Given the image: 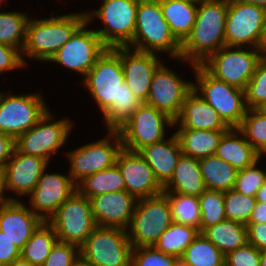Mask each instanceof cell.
<instances>
[{
    "mask_svg": "<svg viewBox=\"0 0 266 266\" xmlns=\"http://www.w3.org/2000/svg\"><path fill=\"white\" fill-rule=\"evenodd\" d=\"M83 82L104 114L107 130H118L142 103L124 81L120 47L107 48Z\"/></svg>",
    "mask_w": 266,
    "mask_h": 266,
    "instance_id": "obj_1",
    "label": "cell"
},
{
    "mask_svg": "<svg viewBox=\"0 0 266 266\" xmlns=\"http://www.w3.org/2000/svg\"><path fill=\"white\" fill-rule=\"evenodd\" d=\"M196 21L181 44L180 60L201 65L225 46L228 0H198Z\"/></svg>",
    "mask_w": 266,
    "mask_h": 266,
    "instance_id": "obj_2",
    "label": "cell"
},
{
    "mask_svg": "<svg viewBox=\"0 0 266 266\" xmlns=\"http://www.w3.org/2000/svg\"><path fill=\"white\" fill-rule=\"evenodd\" d=\"M85 21V13L39 20L29 18L21 54L25 53L36 61H49Z\"/></svg>",
    "mask_w": 266,
    "mask_h": 266,
    "instance_id": "obj_3",
    "label": "cell"
},
{
    "mask_svg": "<svg viewBox=\"0 0 266 266\" xmlns=\"http://www.w3.org/2000/svg\"><path fill=\"white\" fill-rule=\"evenodd\" d=\"M141 52H167L180 59L181 44L172 35L158 0H139L136 27L132 41L126 46ZM135 46V47H134Z\"/></svg>",
    "mask_w": 266,
    "mask_h": 266,
    "instance_id": "obj_4",
    "label": "cell"
},
{
    "mask_svg": "<svg viewBox=\"0 0 266 266\" xmlns=\"http://www.w3.org/2000/svg\"><path fill=\"white\" fill-rule=\"evenodd\" d=\"M193 89L217 112L229 128H238L247 111L245 91L212 76L202 65H195Z\"/></svg>",
    "mask_w": 266,
    "mask_h": 266,
    "instance_id": "obj_5",
    "label": "cell"
},
{
    "mask_svg": "<svg viewBox=\"0 0 266 266\" xmlns=\"http://www.w3.org/2000/svg\"><path fill=\"white\" fill-rule=\"evenodd\" d=\"M172 222L170 205L164 192L138 199L128 228L132 247L154 246Z\"/></svg>",
    "mask_w": 266,
    "mask_h": 266,
    "instance_id": "obj_6",
    "label": "cell"
},
{
    "mask_svg": "<svg viewBox=\"0 0 266 266\" xmlns=\"http://www.w3.org/2000/svg\"><path fill=\"white\" fill-rule=\"evenodd\" d=\"M132 249L126 230L97 226L80 247V257L93 266H131Z\"/></svg>",
    "mask_w": 266,
    "mask_h": 266,
    "instance_id": "obj_7",
    "label": "cell"
},
{
    "mask_svg": "<svg viewBox=\"0 0 266 266\" xmlns=\"http://www.w3.org/2000/svg\"><path fill=\"white\" fill-rule=\"evenodd\" d=\"M139 0H103L102 6L86 14L89 23L99 17L105 25L95 30L108 48L126 47L133 39Z\"/></svg>",
    "mask_w": 266,
    "mask_h": 266,
    "instance_id": "obj_8",
    "label": "cell"
},
{
    "mask_svg": "<svg viewBox=\"0 0 266 266\" xmlns=\"http://www.w3.org/2000/svg\"><path fill=\"white\" fill-rule=\"evenodd\" d=\"M54 229L58 241L79 248L97 227L90 199L76 190L47 221Z\"/></svg>",
    "mask_w": 266,
    "mask_h": 266,
    "instance_id": "obj_9",
    "label": "cell"
},
{
    "mask_svg": "<svg viewBox=\"0 0 266 266\" xmlns=\"http://www.w3.org/2000/svg\"><path fill=\"white\" fill-rule=\"evenodd\" d=\"M242 47L223 46L201 65L215 78L245 90L253 77L262 49L244 50Z\"/></svg>",
    "mask_w": 266,
    "mask_h": 266,
    "instance_id": "obj_10",
    "label": "cell"
},
{
    "mask_svg": "<svg viewBox=\"0 0 266 266\" xmlns=\"http://www.w3.org/2000/svg\"><path fill=\"white\" fill-rule=\"evenodd\" d=\"M266 8L228 0L225 23V45L262 49V37L265 26Z\"/></svg>",
    "mask_w": 266,
    "mask_h": 266,
    "instance_id": "obj_11",
    "label": "cell"
},
{
    "mask_svg": "<svg viewBox=\"0 0 266 266\" xmlns=\"http://www.w3.org/2000/svg\"><path fill=\"white\" fill-rule=\"evenodd\" d=\"M108 133L107 138L88 143L68 152L70 160L68 175L76 185L87 176L116 164L117 156L123 149L122 138L118 130H108Z\"/></svg>",
    "mask_w": 266,
    "mask_h": 266,
    "instance_id": "obj_12",
    "label": "cell"
},
{
    "mask_svg": "<svg viewBox=\"0 0 266 266\" xmlns=\"http://www.w3.org/2000/svg\"><path fill=\"white\" fill-rule=\"evenodd\" d=\"M165 125L174 126V120L166 113L146 103L118 129L123 148L138 152L143 147L165 139Z\"/></svg>",
    "mask_w": 266,
    "mask_h": 266,
    "instance_id": "obj_13",
    "label": "cell"
},
{
    "mask_svg": "<svg viewBox=\"0 0 266 266\" xmlns=\"http://www.w3.org/2000/svg\"><path fill=\"white\" fill-rule=\"evenodd\" d=\"M47 110L40 93L18 96L0 92V132L15 141L31 129Z\"/></svg>",
    "mask_w": 266,
    "mask_h": 266,
    "instance_id": "obj_14",
    "label": "cell"
},
{
    "mask_svg": "<svg viewBox=\"0 0 266 266\" xmlns=\"http://www.w3.org/2000/svg\"><path fill=\"white\" fill-rule=\"evenodd\" d=\"M51 120L52 114L48 109L31 129L14 141L15 149L20 153L49 161L51 155L65 144L72 129V122L69 119L63 118L56 122H50Z\"/></svg>",
    "mask_w": 266,
    "mask_h": 266,
    "instance_id": "obj_15",
    "label": "cell"
},
{
    "mask_svg": "<svg viewBox=\"0 0 266 266\" xmlns=\"http://www.w3.org/2000/svg\"><path fill=\"white\" fill-rule=\"evenodd\" d=\"M87 24L85 21L48 62L59 63L85 77L108 48L95 30H86Z\"/></svg>",
    "mask_w": 266,
    "mask_h": 266,
    "instance_id": "obj_16",
    "label": "cell"
},
{
    "mask_svg": "<svg viewBox=\"0 0 266 266\" xmlns=\"http://www.w3.org/2000/svg\"><path fill=\"white\" fill-rule=\"evenodd\" d=\"M193 84L184 81L161 63L154 71L149 95L144 103L175 120L180 115L185 98L193 89Z\"/></svg>",
    "mask_w": 266,
    "mask_h": 266,
    "instance_id": "obj_17",
    "label": "cell"
},
{
    "mask_svg": "<svg viewBox=\"0 0 266 266\" xmlns=\"http://www.w3.org/2000/svg\"><path fill=\"white\" fill-rule=\"evenodd\" d=\"M76 190L77 185L69 175L66 177L57 173L46 174L44 170L29 194L31 210L47 222Z\"/></svg>",
    "mask_w": 266,
    "mask_h": 266,
    "instance_id": "obj_18",
    "label": "cell"
},
{
    "mask_svg": "<svg viewBox=\"0 0 266 266\" xmlns=\"http://www.w3.org/2000/svg\"><path fill=\"white\" fill-rule=\"evenodd\" d=\"M116 165L124 178L126 191L137 200L163 192L153 170L139 152L123 148L117 156Z\"/></svg>",
    "mask_w": 266,
    "mask_h": 266,
    "instance_id": "obj_19",
    "label": "cell"
},
{
    "mask_svg": "<svg viewBox=\"0 0 266 266\" xmlns=\"http://www.w3.org/2000/svg\"><path fill=\"white\" fill-rule=\"evenodd\" d=\"M136 200L126 190L91 197V209L96 225L127 230L131 224Z\"/></svg>",
    "mask_w": 266,
    "mask_h": 266,
    "instance_id": "obj_20",
    "label": "cell"
},
{
    "mask_svg": "<svg viewBox=\"0 0 266 266\" xmlns=\"http://www.w3.org/2000/svg\"><path fill=\"white\" fill-rule=\"evenodd\" d=\"M120 59L125 83L142 103L145 102L154 71L162 61L157 59L155 53L137 50L131 53L128 47H120Z\"/></svg>",
    "mask_w": 266,
    "mask_h": 266,
    "instance_id": "obj_21",
    "label": "cell"
},
{
    "mask_svg": "<svg viewBox=\"0 0 266 266\" xmlns=\"http://www.w3.org/2000/svg\"><path fill=\"white\" fill-rule=\"evenodd\" d=\"M49 161L33 155H26L18 152L15 148L12 151L5 170V190H11L18 195L29 196L35 188L38 180L47 168Z\"/></svg>",
    "mask_w": 266,
    "mask_h": 266,
    "instance_id": "obj_22",
    "label": "cell"
},
{
    "mask_svg": "<svg viewBox=\"0 0 266 266\" xmlns=\"http://www.w3.org/2000/svg\"><path fill=\"white\" fill-rule=\"evenodd\" d=\"M42 222V219L19 200L0 206V231L20 250Z\"/></svg>",
    "mask_w": 266,
    "mask_h": 266,
    "instance_id": "obj_23",
    "label": "cell"
},
{
    "mask_svg": "<svg viewBox=\"0 0 266 266\" xmlns=\"http://www.w3.org/2000/svg\"><path fill=\"white\" fill-rule=\"evenodd\" d=\"M196 130L227 131L229 127L219 117L218 112L192 89L186 96L180 115L174 126Z\"/></svg>",
    "mask_w": 266,
    "mask_h": 266,
    "instance_id": "obj_24",
    "label": "cell"
},
{
    "mask_svg": "<svg viewBox=\"0 0 266 266\" xmlns=\"http://www.w3.org/2000/svg\"><path fill=\"white\" fill-rule=\"evenodd\" d=\"M153 170L159 184L164 187L172 178L182 154L177 136L143 147L138 151Z\"/></svg>",
    "mask_w": 266,
    "mask_h": 266,
    "instance_id": "obj_25",
    "label": "cell"
},
{
    "mask_svg": "<svg viewBox=\"0 0 266 266\" xmlns=\"http://www.w3.org/2000/svg\"><path fill=\"white\" fill-rule=\"evenodd\" d=\"M215 155L237 170H242L261 158L238 128H229L222 135Z\"/></svg>",
    "mask_w": 266,
    "mask_h": 266,
    "instance_id": "obj_26",
    "label": "cell"
},
{
    "mask_svg": "<svg viewBox=\"0 0 266 266\" xmlns=\"http://www.w3.org/2000/svg\"><path fill=\"white\" fill-rule=\"evenodd\" d=\"M198 0H161L160 7L175 39L182 44L196 21Z\"/></svg>",
    "mask_w": 266,
    "mask_h": 266,
    "instance_id": "obj_27",
    "label": "cell"
},
{
    "mask_svg": "<svg viewBox=\"0 0 266 266\" xmlns=\"http://www.w3.org/2000/svg\"><path fill=\"white\" fill-rule=\"evenodd\" d=\"M205 190L199 160L181 154L173 176L163 187V192H176L199 197Z\"/></svg>",
    "mask_w": 266,
    "mask_h": 266,
    "instance_id": "obj_28",
    "label": "cell"
},
{
    "mask_svg": "<svg viewBox=\"0 0 266 266\" xmlns=\"http://www.w3.org/2000/svg\"><path fill=\"white\" fill-rule=\"evenodd\" d=\"M225 132L179 128L175 135L178 138L182 154L199 160L215 155L220 139Z\"/></svg>",
    "mask_w": 266,
    "mask_h": 266,
    "instance_id": "obj_29",
    "label": "cell"
},
{
    "mask_svg": "<svg viewBox=\"0 0 266 266\" xmlns=\"http://www.w3.org/2000/svg\"><path fill=\"white\" fill-rule=\"evenodd\" d=\"M206 189L226 192L234 188L238 170L216 155L199 159Z\"/></svg>",
    "mask_w": 266,
    "mask_h": 266,
    "instance_id": "obj_30",
    "label": "cell"
},
{
    "mask_svg": "<svg viewBox=\"0 0 266 266\" xmlns=\"http://www.w3.org/2000/svg\"><path fill=\"white\" fill-rule=\"evenodd\" d=\"M202 234L225 256L248 243L247 226L227 219L208 227Z\"/></svg>",
    "mask_w": 266,
    "mask_h": 266,
    "instance_id": "obj_31",
    "label": "cell"
},
{
    "mask_svg": "<svg viewBox=\"0 0 266 266\" xmlns=\"http://www.w3.org/2000/svg\"><path fill=\"white\" fill-rule=\"evenodd\" d=\"M77 190L87 198L99 194L126 190L124 178L115 164L114 166L87 176L77 185Z\"/></svg>",
    "mask_w": 266,
    "mask_h": 266,
    "instance_id": "obj_32",
    "label": "cell"
},
{
    "mask_svg": "<svg viewBox=\"0 0 266 266\" xmlns=\"http://www.w3.org/2000/svg\"><path fill=\"white\" fill-rule=\"evenodd\" d=\"M57 241L53 227L43 221L21 249V257L34 266H42Z\"/></svg>",
    "mask_w": 266,
    "mask_h": 266,
    "instance_id": "obj_33",
    "label": "cell"
},
{
    "mask_svg": "<svg viewBox=\"0 0 266 266\" xmlns=\"http://www.w3.org/2000/svg\"><path fill=\"white\" fill-rule=\"evenodd\" d=\"M198 234L199 231L194 227L172 222L153 247L180 259Z\"/></svg>",
    "mask_w": 266,
    "mask_h": 266,
    "instance_id": "obj_34",
    "label": "cell"
},
{
    "mask_svg": "<svg viewBox=\"0 0 266 266\" xmlns=\"http://www.w3.org/2000/svg\"><path fill=\"white\" fill-rule=\"evenodd\" d=\"M181 259L189 266H225V255L202 233L194 238Z\"/></svg>",
    "mask_w": 266,
    "mask_h": 266,
    "instance_id": "obj_35",
    "label": "cell"
},
{
    "mask_svg": "<svg viewBox=\"0 0 266 266\" xmlns=\"http://www.w3.org/2000/svg\"><path fill=\"white\" fill-rule=\"evenodd\" d=\"M171 209L172 221L194 227L200 233L201 210L197 196L164 192Z\"/></svg>",
    "mask_w": 266,
    "mask_h": 266,
    "instance_id": "obj_36",
    "label": "cell"
},
{
    "mask_svg": "<svg viewBox=\"0 0 266 266\" xmlns=\"http://www.w3.org/2000/svg\"><path fill=\"white\" fill-rule=\"evenodd\" d=\"M28 18L20 12H0V44L12 46L21 52Z\"/></svg>",
    "mask_w": 266,
    "mask_h": 266,
    "instance_id": "obj_37",
    "label": "cell"
},
{
    "mask_svg": "<svg viewBox=\"0 0 266 266\" xmlns=\"http://www.w3.org/2000/svg\"><path fill=\"white\" fill-rule=\"evenodd\" d=\"M201 210L200 233L227 219L224 208V192L206 189L198 197Z\"/></svg>",
    "mask_w": 266,
    "mask_h": 266,
    "instance_id": "obj_38",
    "label": "cell"
},
{
    "mask_svg": "<svg viewBox=\"0 0 266 266\" xmlns=\"http://www.w3.org/2000/svg\"><path fill=\"white\" fill-rule=\"evenodd\" d=\"M238 129L257 153L266 154V115L259 109H247Z\"/></svg>",
    "mask_w": 266,
    "mask_h": 266,
    "instance_id": "obj_39",
    "label": "cell"
},
{
    "mask_svg": "<svg viewBox=\"0 0 266 266\" xmlns=\"http://www.w3.org/2000/svg\"><path fill=\"white\" fill-rule=\"evenodd\" d=\"M256 199L253 196L244 195L236 192L234 189L224 192V208L227 220L237 221L247 224Z\"/></svg>",
    "mask_w": 266,
    "mask_h": 266,
    "instance_id": "obj_40",
    "label": "cell"
},
{
    "mask_svg": "<svg viewBox=\"0 0 266 266\" xmlns=\"http://www.w3.org/2000/svg\"><path fill=\"white\" fill-rule=\"evenodd\" d=\"M244 91L247 109H259L266 103V55L259 60Z\"/></svg>",
    "mask_w": 266,
    "mask_h": 266,
    "instance_id": "obj_41",
    "label": "cell"
},
{
    "mask_svg": "<svg viewBox=\"0 0 266 266\" xmlns=\"http://www.w3.org/2000/svg\"><path fill=\"white\" fill-rule=\"evenodd\" d=\"M259 160L260 158L252 165L238 170L233 188L236 192L255 197L258 189L266 181V172L256 167Z\"/></svg>",
    "mask_w": 266,
    "mask_h": 266,
    "instance_id": "obj_42",
    "label": "cell"
},
{
    "mask_svg": "<svg viewBox=\"0 0 266 266\" xmlns=\"http://www.w3.org/2000/svg\"><path fill=\"white\" fill-rule=\"evenodd\" d=\"M178 258L167 255L152 247L132 249L131 266H175Z\"/></svg>",
    "mask_w": 266,
    "mask_h": 266,
    "instance_id": "obj_43",
    "label": "cell"
},
{
    "mask_svg": "<svg viewBox=\"0 0 266 266\" xmlns=\"http://www.w3.org/2000/svg\"><path fill=\"white\" fill-rule=\"evenodd\" d=\"M79 258L78 246L57 241L42 266H73Z\"/></svg>",
    "mask_w": 266,
    "mask_h": 266,
    "instance_id": "obj_44",
    "label": "cell"
},
{
    "mask_svg": "<svg viewBox=\"0 0 266 266\" xmlns=\"http://www.w3.org/2000/svg\"><path fill=\"white\" fill-rule=\"evenodd\" d=\"M225 266H260V250L246 243L225 256Z\"/></svg>",
    "mask_w": 266,
    "mask_h": 266,
    "instance_id": "obj_45",
    "label": "cell"
},
{
    "mask_svg": "<svg viewBox=\"0 0 266 266\" xmlns=\"http://www.w3.org/2000/svg\"><path fill=\"white\" fill-rule=\"evenodd\" d=\"M26 65L21 52L12 46L0 44V75L3 71H9Z\"/></svg>",
    "mask_w": 266,
    "mask_h": 266,
    "instance_id": "obj_46",
    "label": "cell"
},
{
    "mask_svg": "<svg viewBox=\"0 0 266 266\" xmlns=\"http://www.w3.org/2000/svg\"><path fill=\"white\" fill-rule=\"evenodd\" d=\"M21 256V250L0 231V266H8Z\"/></svg>",
    "mask_w": 266,
    "mask_h": 266,
    "instance_id": "obj_47",
    "label": "cell"
},
{
    "mask_svg": "<svg viewBox=\"0 0 266 266\" xmlns=\"http://www.w3.org/2000/svg\"><path fill=\"white\" fill-rule=\"evenodd\" d=\"M247 241L258 250H266V224L247 223Z\"/></svg>",
    "mask_w": 266,
    "mask_h": 266,
    "instance_id": "obj_48",
    "label": "cell"
},
{
    "mask_svg": "<svg viewBox=\"0 0 266 266\" xmlns=\"http://www.w3.org/2000/svg\"><path fill=\"white\" fill-rule=\"evenodd\" d=\"M14 148V140L0 132V168H5Z\"/></svg>",
    "mask_w": 266,
    "mask_h": 266,
    "instance_id": "obj_49",
    "label": "cell"
},
{
    "mask_svg": "<svg viewBox=\"0 0 266 266\" xmlns=\"http://www.w3.org/2000/svg\"><path fill=\"white\" fill-rule=\"evenodd\" d=\"M248 223L266 224V203L256 202Z\"/></svg>",
    "mask_w": 266,
    "mask_h": 266,
    "instance_id": "obj_50",
    "label": "cell"
},
{
    "mask_svg": "<svg viewBox=\"0 0 266 266\" xmlns=\"http://www.w3.org/2000/svg\"><path fill=\"white\" fill-rule=\"evenodd\" d=\"M4 189H6L5 185V170L4 168H0V206L7 204L11 201H17V199L14 198H6L3 193Z\"/></svg>",
    "mask_w": 266,
    "mask_h": 266,
    "instance_id": "obj_51",
    "label": "cell"
},
{
    "mask_svg": "<svg viewBox=\"0 0 266 266\" xmlns=\"http://www.w3.org/2000/svg\"><path fill=\"white\" fill-rule=\"evenodd\" d=\"M255 199H256V202L266 203V181L256 192Z\"/></svg>",
    "mask_w": 266,
    "mask_h": 266,
    "instance_id": "obj_52",
    "label": "cell"
},
{
    "mask_svg": "<svg viewBox=\"0 0 266 266\" xmlns=\"http://www.w3.org/2000/svg\"><path fill=\"white\" fill-rule=\"evenodd\" d=\"M8 266H34L29 261H26L21 256L12 261Z\"/></svg>",
    "mask_w": 266,
    "mask_h": 266,
    "instance_id": "obj_53",
    "label": "cell"
},
{
    "mask_svg": "<svg viewBox=\"0 0 266 266\" xmlns=\"http://www.w3.org/2000/svg\"><path fill=\"white\" fill-rule=\"evenodd\" d=\"M243 3H249L266 8V0H235Z\"/></svg>",
    "mask_w": 266,
    "mask_h": 266,
    "instance_id": "obj_54",
    "label": "cell"
},
{
    "mask_svg": "<svg viewBox=\"0 0 266 266\" xmlns=\"http://www.w3.org/2000/svg\"><path fill=\"white\" fill-rule=\"evenodd\" d=\"M262 51L264 55H266V18H265L263 37H262Z\"/></svg>",
    "mask_w": 266,
    "mask_h": 266,
    "instance_id": "obj_55",
    "label": "cell"
},
{
    "mask_svg": "<svg viewBox=\"0 0 266 266\" xmlns=\"http://www.w3.org/2000/svg\"><path fill=\"white\" fill-rule=\"evenodd\" d=\"M260 266H266V250L260 251Z\"/></svg>",
    "mask_w": 266,
    "mask_h": 266,
    "instance_id": "obj_56",
    "label": "cell"
},
{
    "mask_svg": "<svg viewBox=\"0 0 266 266\" xmlns=\"http://www.w3.org/2000/svg\"><path fill=\"white\" fill-rule=\"evenodd\" d=\"M73 266H93L90 263L85 262L81 257L74 263Z\"/></svg>",
    "mask_w": 266,
    "mask_h": 266,
    "instance_id": "obj_57",
    "label": "cell"
},
{
    "mask_svg": "<svg viewBox=\"0 0 266 266\" xmlns=\"http://www.w3.org/2000/svg\"><path fill=\"white\" fill-rule=\"evenodd\" d=\"M175 266H189L188 264H186L181 258L178 259L175 263Z\"/></svg>",
    "mask_w": 266,
    "mask_h": 266,
    "instance_id": "obj_58",
    "label": "cell"
},
{
    "mask_svg": "<svg viewBox=\"0 0 266 266\" xmlns=\"http://www.w3.org/2000/svg\"><path fill=\"white\" fill-rule=\"evenodd\" d=\"M259 110L266 115V103L262 107H260Z\"/></svg>",
    "mask_w": 266,
    "mask_h": 266,
    "instance_id": "obj_59",
    "label": "cell"
}]
</instances>
